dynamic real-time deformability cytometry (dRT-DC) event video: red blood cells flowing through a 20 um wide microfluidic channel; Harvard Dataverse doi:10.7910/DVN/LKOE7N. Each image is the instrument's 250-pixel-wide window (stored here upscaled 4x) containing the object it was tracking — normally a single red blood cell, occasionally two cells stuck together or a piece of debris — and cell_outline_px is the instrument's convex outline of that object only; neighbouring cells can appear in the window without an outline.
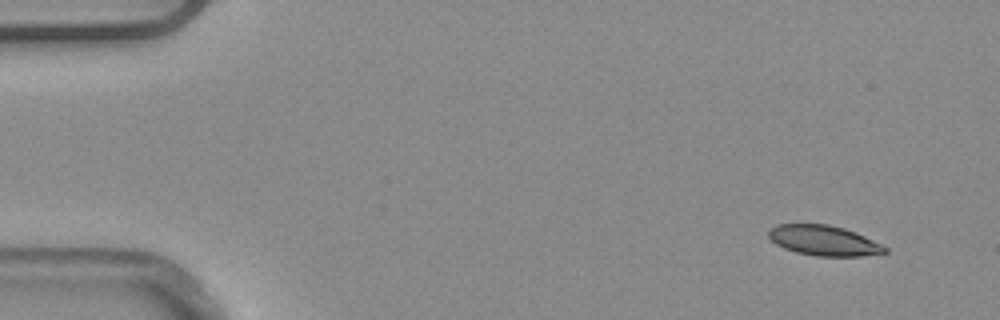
{"species": "common noctule bat (a hibernating species)", "species_latin": "Nyctalus noctula", "temperature_condition": "warm", "stored_images_in_passage": 4, "camera_frame_rate_fps": 3000, "um_per_image_px": 0.085, "animal": {"sex": "male", "body_mass_g": 20.4}, "frame": {"image": 1, "passage_image": 1, "time_ms": 0.0, "image_size_px": [1000, 320], "cell_outline_px": [[888, 252], [860, 256], [816, 256], [796, 252], [784, 248], [776, 244], [768, 236], [768, 228], [776, 224], [828, 224], [844, 228], [856, 232], [888, 248]], "centroid_in_image_um": [69.99, 20.44], "position_along_channel_um": 15.0, "area_um2": 20.46}}
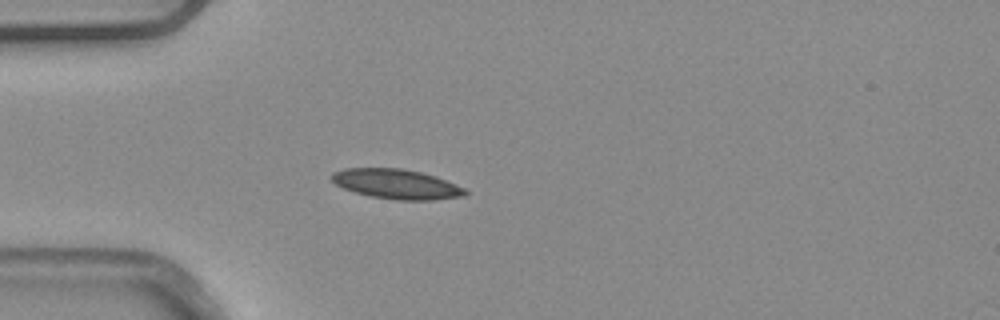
{"frame": {"image": 2, "passage_image": 4, "time_ms": 1.0, "image_size_px": [1000, 320], "cell_outline_px": [[468, 192], [464, 196], [432, 200], [396, 200], [372, 196], [356, 192], [344, 188], [336, 184], [332, 180], [332, 172], [344, 168], [404, 168], [436, 176], [456, 184], [464, 188]], "centroid_in_image_um": [33.72, 15.64], "position_along_channel_um": 51.3, "area_um2": 23.06}}